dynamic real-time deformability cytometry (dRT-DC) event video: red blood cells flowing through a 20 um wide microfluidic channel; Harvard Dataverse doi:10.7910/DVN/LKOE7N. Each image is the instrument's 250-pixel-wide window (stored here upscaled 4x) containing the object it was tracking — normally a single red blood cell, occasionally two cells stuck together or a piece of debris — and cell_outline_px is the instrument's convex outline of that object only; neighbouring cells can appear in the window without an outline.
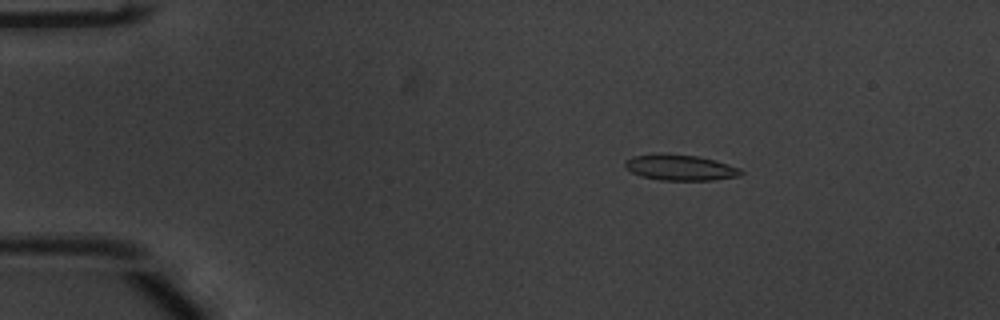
{"species": "common noctule bat (a hibernating species)", "species_latin": "Nyctalus noctula", "temperature_condition": "warm", "stored_images_in_passage": 52, "camera_frame_rate_fps": 3000, "um_per_image_px": 0.085, "animal": {"sex": "male", "body_mass_g": 20.1, "forearm_length_mm": 53.5}, "frame": {"image": 1, "passage_image": 8, "time_ms": 2.333, "image_size_px": [1000, 320], "cell_outline_px": [[744, 172], [740, 176], [712, 180], [660, 180], [644, 176], [632, 172], [624, 164], [624, 160], [632, 156], [660, 152], [696, 156], [716, 160], [740, 168]], "centroid_in_image_um": [57.82, 14.22], "position_along_channel_um": 27.2, "area_um2": 17.51}}
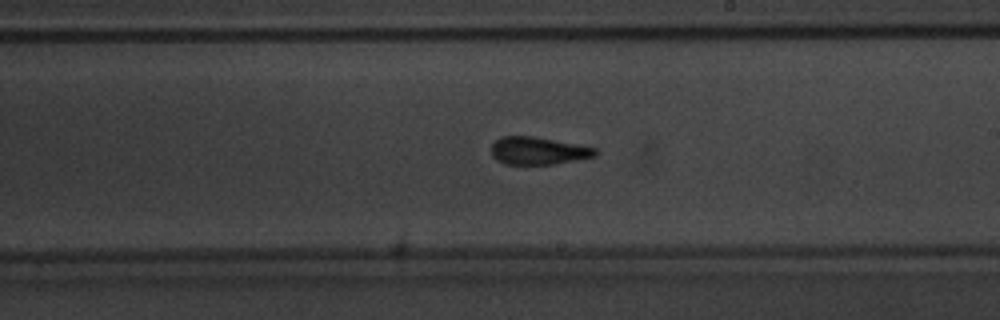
{"frame": {"image": 2, "passage_image": 30, "time_ms": 9.667, "image_size_px": [1000, 320], "cell_outline_px": [[600, 152], [596, 156], [556, 164], [504, 164], [496, 160], [492, 156], [492, 144], [500, 136], [532, 136], [580, 144], [596, 148]], "centroid_in_image_um": [45.78, 12.81], "position_along_channel_um": 243.2, "area_um2": 16.94}}
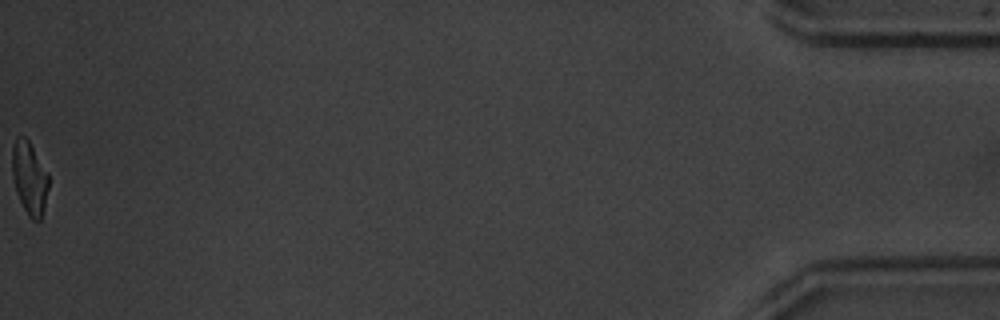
{"frame": {"image": 3, "passage_image": 52, "time_ms": 17.0, "image_size_px": [1000, 320], "cell_outline_px": [[48, 188], [44, 208], [40, 220], [32, 220], [28, 216], [16, 192], [12, 176], [12, 144], [20, 136], [24, 136], [28, 140], [48, 172]], "centroid_in_image_um": [2.5, 15.13], "position_along_channel_um": 432.7, "area_um2": 15.37}, "authors_computed_cell_mechanics": {"area_um2": 17.1377, "velocity_mm_per_s": 3.8831, "shape_relaxation_time_tau1_ms": 4.3276, "shape_relaxation_time_tau2_ms": 2.0648, "deformation_change_tau1": 0.1785, "deformation_change_tau2": 0.0991}}